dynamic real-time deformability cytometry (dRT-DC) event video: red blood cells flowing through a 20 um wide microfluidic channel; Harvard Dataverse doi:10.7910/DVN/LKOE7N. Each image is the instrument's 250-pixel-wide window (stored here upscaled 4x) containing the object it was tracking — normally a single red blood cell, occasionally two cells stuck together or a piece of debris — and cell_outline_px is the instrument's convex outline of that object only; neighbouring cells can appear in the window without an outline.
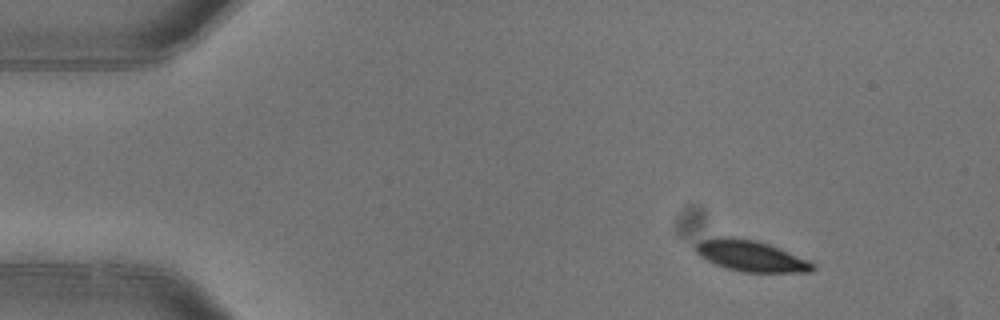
{"species": "common noctule bat (a hibernating species)", "species_latin": "Nyctalus noctula", "temperature_condition": "warm", "stored_images_in_passage": 5, "camera_frame_rate_fps": 3000, "um_per_image_px": 0.085, "animal": {"sex": "female"}, "frame": {"image": 1, "passage_image": 1, "time_ms": 0.0, "image_size_px": [1000, 320], "cell_outline_px": [[816, 268], [812, 272], [744, 272], [724, 268], [700, 256], [692, 248], [700, 240], [716, 236], [728, 236], [756, 240], [768, 244], [808, 260]], "centroid_in_image_um": [63.76, 21.74], "position_along_channel_um": 21.2, "area_um2": 21.15}}